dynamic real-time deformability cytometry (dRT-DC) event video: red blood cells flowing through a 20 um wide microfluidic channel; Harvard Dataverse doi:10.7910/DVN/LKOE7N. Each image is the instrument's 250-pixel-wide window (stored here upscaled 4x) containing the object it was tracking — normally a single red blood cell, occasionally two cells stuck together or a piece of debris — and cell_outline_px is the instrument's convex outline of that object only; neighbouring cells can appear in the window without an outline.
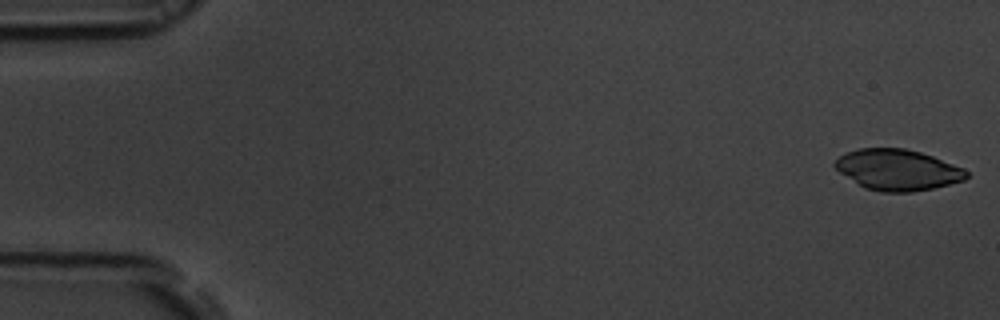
{"species": "common noctule bat (a hibernating species)", "species_latin": "Nyctalus noctula", "temperature_condition": "room temperature", "stored_images_in_passage": 12, "camera_frame_rate_fps": 3000, "um_per_image_px": 0.085, "animal": {"sex": "male", "body_mass_g": 19.5, "forearm_length_mm": 54.6}, "frame": {"image": 1, "passage_image": 1, "time_ms": 0.0, "image_size_px": [1000, 320], "cell_outline_px": [[968, 176], [964, 180], [932, 188], [912, 192], [880, 192], [864, 188], [840, 172], [832, 164], [840, 156], [848, 152], [860, 148], [904, 148], [920, 152], [932, 156], [964, 168], [968, 172]], "centroid_in_image_um": [76.29, 14.44], "position_along_channel_um": 8.7, "area_um2": 31.15}}